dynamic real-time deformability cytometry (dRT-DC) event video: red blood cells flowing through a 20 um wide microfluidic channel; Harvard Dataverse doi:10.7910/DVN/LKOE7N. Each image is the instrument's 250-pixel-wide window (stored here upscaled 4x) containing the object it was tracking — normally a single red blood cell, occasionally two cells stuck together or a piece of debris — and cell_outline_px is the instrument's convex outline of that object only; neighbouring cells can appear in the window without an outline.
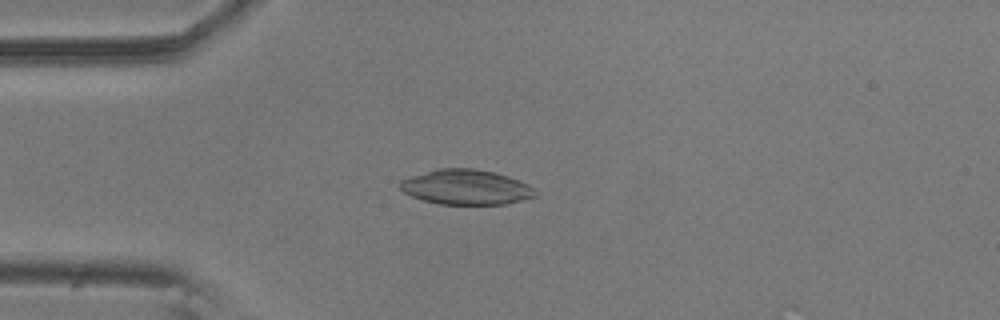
{"species": "common noctule bat (a hibernating species)", "species_latin": "Nyctalus noctula", "temperature_condition": "room temperature", "stored_images_in_passage": 24, "camera_frame_rate_fps": 3000, "um_per_image_px": 0.085, "animal": {"sex": "male", "body_mass_g": 20.5, "forearm_length_mm": 52.5}, "frame": {"image": 1, "passage_image": 4, "time_ms": 1.0, "image_size_px": [1000, 320], "cell_outline_px": [[540, 192], [536, 196], [508, 204], [440, 204], [424, 200], [412, 196], [404, 192], [400, 188], [400, 180], [412, 176], [440, 168], [472, 168], [492, 172], [508, 176], [528, 184]], "centroid_in_image_um": [39.66, 15.91], "position_along_channel_um": 45.3, "area_um2": 27.46}}
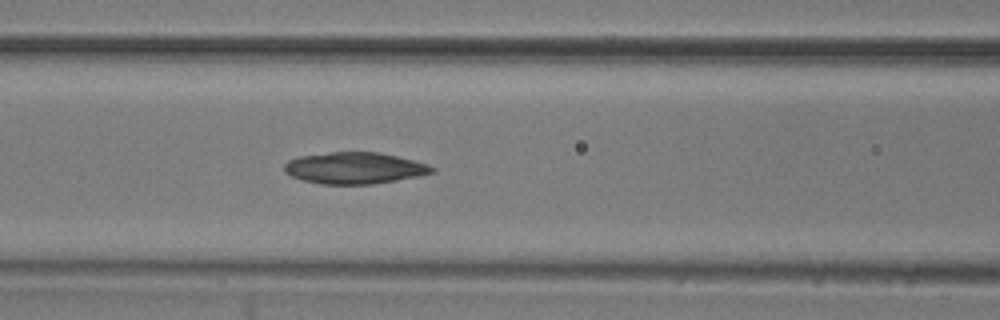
{"frame": {"image": 2, "passage_image": 13, "time_ms": 4.0, "image_size_px": [1000, 320], "cell_outline_px": [[436, 172], [420, 176], [372, 184], [320, 184], [304, 180], [292, 176], [284, 172], [284, 164], [288, 160], [300, 156], [332, 152], [380, 152], [428, 164], [436, 168]], "centroid_in_image_um": [30.16, 14.28], "position_along_channel_um": 136.4, "area_um2": 27.11}}
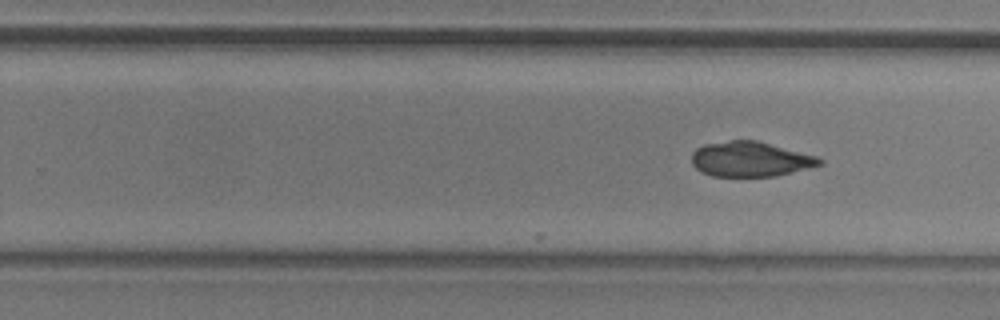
{"frame": {"image": 3, "passage_image": 24, "time_ms": 7.667, "image_size_px": [1000, 320], "cell_outline_px": [[824, 164], [776, 176], [712, 176], [700, 172], [692, 164], [692, 152], [696, 148], [704, 144], [728, 140], [756, 140], [816, 156], [824, 160]], "centroid_in_image_um": [63.76, 13.53], "position_along_channel_um": 266.0, "area_um2": 26.13}}